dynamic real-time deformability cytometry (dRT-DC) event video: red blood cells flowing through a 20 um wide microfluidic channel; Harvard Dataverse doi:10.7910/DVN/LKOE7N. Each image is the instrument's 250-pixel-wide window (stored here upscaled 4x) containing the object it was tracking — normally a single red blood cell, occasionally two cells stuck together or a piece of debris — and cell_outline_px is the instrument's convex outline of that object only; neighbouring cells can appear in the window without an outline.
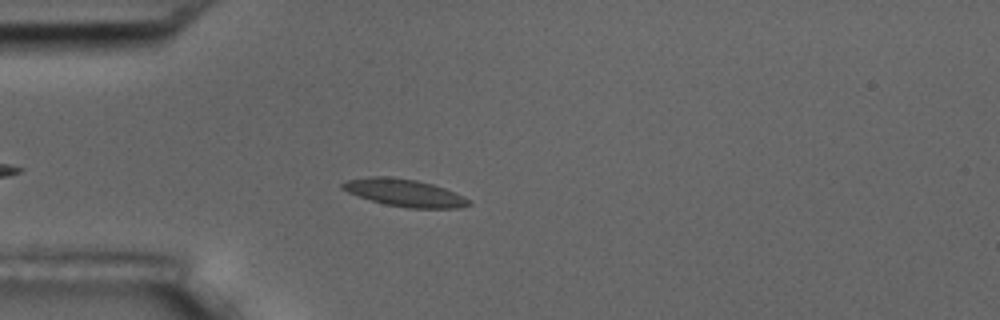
{"species": "common noctule bat (a hibernating species)", "species_latin": "Nyctalus noctula", "temperature_condition": "room temperature", "stored_images_in_passage": 39, "camera_frame_rate_fps": 3000, "um_per_image_px": 0.085, "animal": {"sex": "male", "body_mass_g": 17.5, "forearm_length_mm": 52.3}, "frame": {"image": 1, "passage_image": 7, "time_ms": 2.0, "image_size_px": [1000, 320], "cell_outline_px": [[472, 204], [460, 208], [408, 208], [384, 204], [348, 192], [340, 188], [340, 184], [348, 180], [368, 176], [384, 176], [416, 180], [432, 184], [444, 188], [464, 196], [472, 200]], "centroid_in_image_um": [34.41, 16.39], "position_along_channel_um": 50.6, "area_um2": 20.11}}
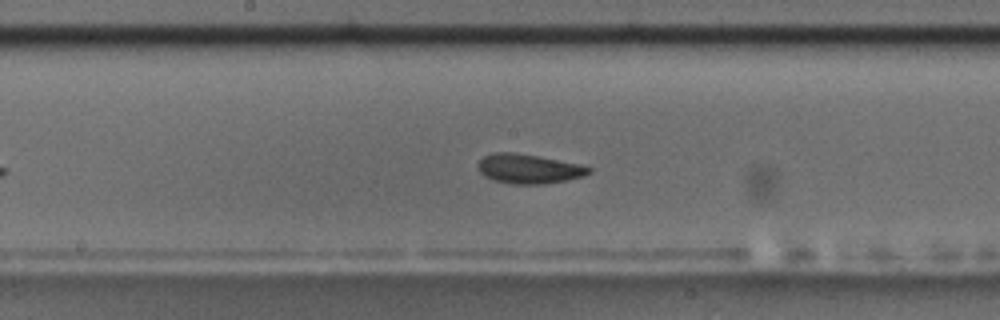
{"frame": {"image": 2, "passage_image": 21, "time_ms": 6.667, "image_size_px": [1000, 320], "cell_outline_px": [[592, 172], [584, 176], [568, 180], [544, 184], [512, 184], [492, 180], [484, 176], [480, 172], [476, 164], [484, 156], [492, 152], [512, 152], [540, 156], [580, 164], [592, 168]], "centroid_in_image_um": [44.94, 14.35], "position_along_channel_um": 203.3, "area_um2": 19.31}}
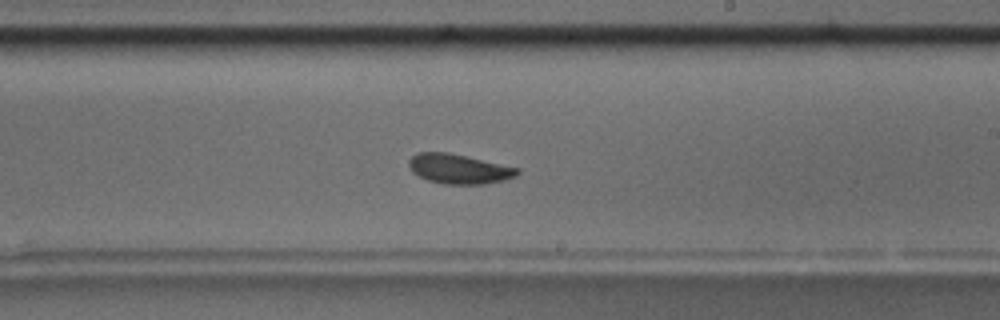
{"frame": {"image": 3, "passage_image": 25, "time_ms": 8.0, "image_size_px": [1000, 320], "cell_outline_px": [[520, 172], [516, 176], [504, 180], [484, 184], [444, 184], [428, 180], [412, 172], [408, 164], [408, 160], [416, 152], [448, 152], [520, 168]], "centroid_in_image_um": [39.0, 14.35], "position_along_channel_um": 250.0, "area_um2": 18.79}, "authors_computed_cell_mechanics": {"area_um2": 18.7272, "velocity_mm_per_s": 3.5171, "shape_relaxation_time_tau1_ms": 4.656, "shape_relaxation_time_tau2_ms": null, "deformation_change_tau1": 0.1345, "deformation_change_tau2": null}}